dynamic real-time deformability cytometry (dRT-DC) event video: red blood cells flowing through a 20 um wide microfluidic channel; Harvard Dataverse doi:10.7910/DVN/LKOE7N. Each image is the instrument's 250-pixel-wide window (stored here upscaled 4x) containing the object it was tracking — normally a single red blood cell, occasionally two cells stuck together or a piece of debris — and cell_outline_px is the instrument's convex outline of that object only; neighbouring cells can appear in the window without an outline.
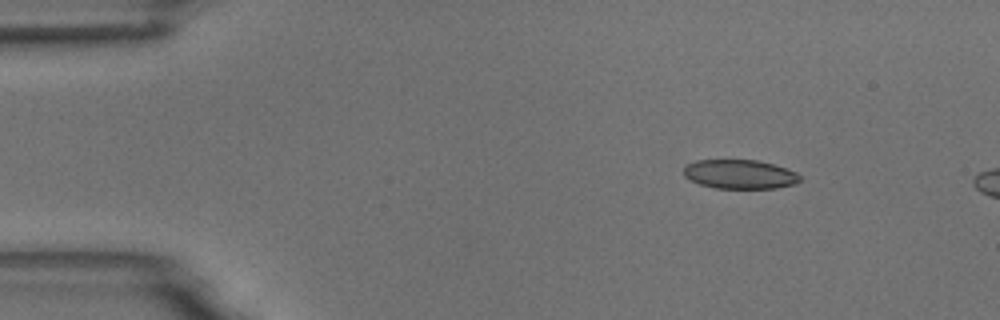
{"species": "common noctule bat (a hibernating species)", "species_latin": "Nyctalus noctula", "temperature_condition": "room temperature", "stored_images_in_passage": 3, "camera_frame_rate_fps": 3000, "um_per_image_px": 0.085, "animal": {"sex": "male", "body_mass_g": 18.8}, "frame": {"image": 1, "passage_image": 1, "time_ms": 0.0, "image_size_px": [1000, 320], "cell_outline_px": [[800, 180], [796, 184], [776, 188], [716, 188], [700, 184], [684, 176], [684, 168], [688, 164], [696, 160], [756, 160], [772, 164], [796, 172], [800, 176]], "centroid_in_image_um": [62.89, 14.81], "position_along_channel_um": 22.1, "area_um2": 19.54}}